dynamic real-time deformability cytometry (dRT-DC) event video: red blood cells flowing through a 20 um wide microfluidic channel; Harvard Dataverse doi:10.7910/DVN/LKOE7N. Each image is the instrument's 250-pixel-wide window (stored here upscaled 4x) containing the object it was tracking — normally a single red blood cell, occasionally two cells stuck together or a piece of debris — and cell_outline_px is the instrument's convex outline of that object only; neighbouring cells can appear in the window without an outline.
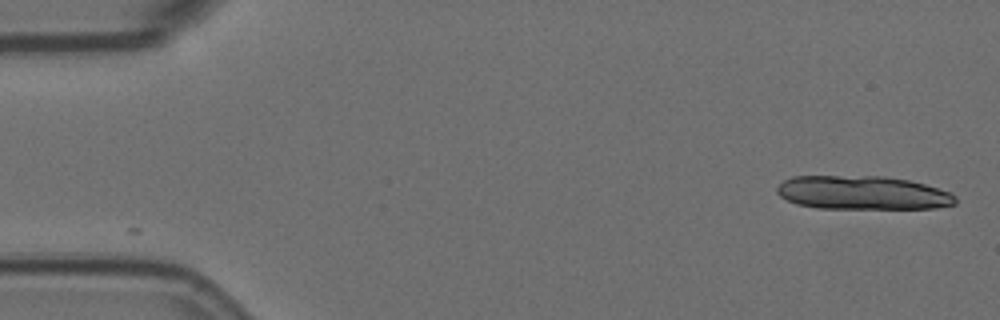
{"species": "Egyptian fruit bat (a non-hibernating species)", "species_latin": "Rousettus aegyptiacus", "temperature_condition": "room temperature", "stored_images_in_passage": 2, "camera_frame_rate_fps": 3000, "um_per_image_px": 0.085, "animal": {"sex": "female"}, "frame": {"image": 1, "passage_image": 2, "time_ms": 0.333, "image_size_px": [1000, 320], "cell_outline_px": [[956, 204], [936, 208], [816, 208], [796, 204], [780, 196], [776, 192], [776, 188], [784, 180], [792, 176], [884, 176], [908, 180], [924, 184], [952, 192], [956, 196]], "centroid_in_image_um": [73.32, 16.38], "position_along_channel_um": 11.7, "area_um2": 35.14}}